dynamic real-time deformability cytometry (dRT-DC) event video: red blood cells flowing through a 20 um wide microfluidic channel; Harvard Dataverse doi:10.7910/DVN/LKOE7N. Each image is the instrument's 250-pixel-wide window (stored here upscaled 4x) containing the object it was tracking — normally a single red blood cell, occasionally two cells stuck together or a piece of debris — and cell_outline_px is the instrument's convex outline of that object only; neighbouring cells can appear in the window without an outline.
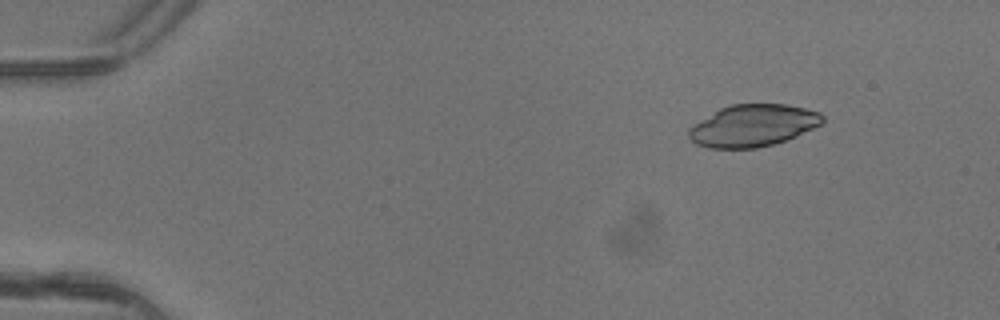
{"species": "common noctule bat (a hibernating species)", "species_latin": "Nyctalus noctula", "temperature_condition": "warm", "stored_images_in_passage": 5, "camera_frame_rate_fps": 3000, "um_per_image_px": 0.085, "animal": {"sex": "female"}, "frame": {"image": 1, "passage_image": 2, "time_ms": 0.333, "image_size_px": [1000, 320], "cell_outline_px": [[824, 120], [820, 124], [796, 136], [772, 144], [756, 148], [708, 148], [696, 144], [688, 136], [688, 128], [720, 108], [732, 104], [784, 104], [804, 108], [820, 112], [824, 116]], "centroid_in_image_um": [63.99, 10.67], "position_along_channel_um": 21.0, "area_um2": 32.43}}